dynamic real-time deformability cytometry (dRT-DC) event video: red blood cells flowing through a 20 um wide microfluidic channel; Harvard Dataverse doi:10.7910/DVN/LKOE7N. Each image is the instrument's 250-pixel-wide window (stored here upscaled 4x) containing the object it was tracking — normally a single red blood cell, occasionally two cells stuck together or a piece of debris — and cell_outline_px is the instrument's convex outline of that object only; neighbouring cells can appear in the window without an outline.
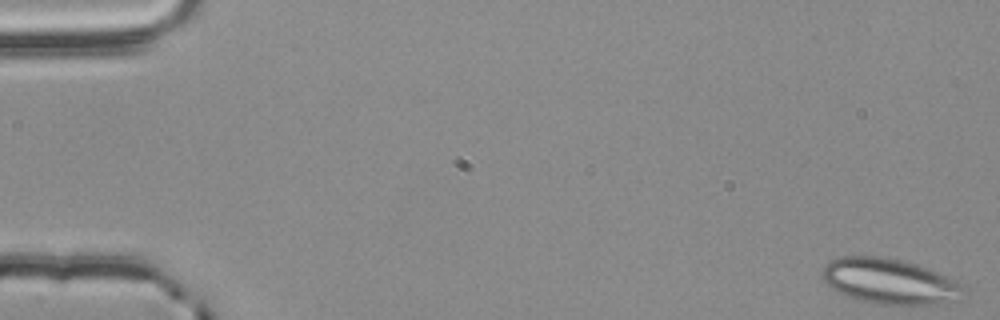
{"species": "common noctule bat (a hibernating species)", "species_latin": "Nyctalus noctula", "temperature_condition": "room temperature", "stored_images_in_passage": 56, "segment_of_instrument_passage": [1, 2], "camera_frame_rate_fps": 3000, "um_per_image_px": 0.085, "animal": {"sex": "male", "body_mass_g": 20.4}, "frame": {"image": 1, "passage_image": 1, "time_ms": 0.0, "image_size_px": [1000, 320], "cell_outline_px": [[964, 288], [960, 300], [936, 304], [884, 304], [864, 300], [840, 292], [832, 288], [820, 276], [820, 272], [824, 264], [840, 256], [884, 256], [904, 260], [928, 268], [948, 276], [960, 284]], "centroid_in_image_um": [75.62, 23.88], "position_along_channel_um": 9.4, "area_um2": 37.17}}